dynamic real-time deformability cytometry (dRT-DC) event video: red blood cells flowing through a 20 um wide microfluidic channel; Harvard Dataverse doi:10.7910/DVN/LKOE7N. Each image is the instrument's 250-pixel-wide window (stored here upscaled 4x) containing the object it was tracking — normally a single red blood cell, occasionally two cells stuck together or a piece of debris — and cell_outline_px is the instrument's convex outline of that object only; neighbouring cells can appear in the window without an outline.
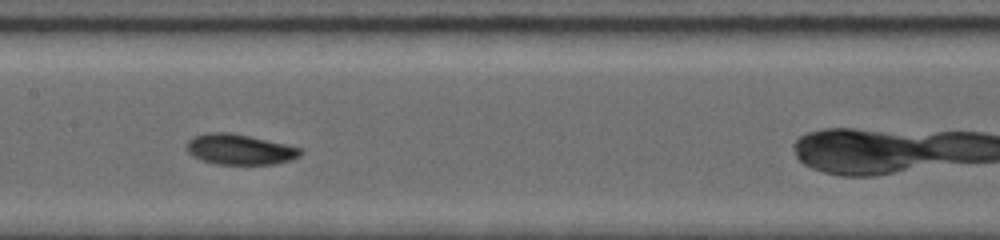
{"species": "common noctule bat (a hibernating species)", "species_latin": "Nyctalus noctula", "temperature_condition": "room temperature", "stored_images_in_passage": 11, "camera_frame_rate_fps": 5000, "um_per_image_px": 0.085, "animal": {"sex": "female", "body_mass_g": 19.0, "forearm_length_mm": 56.7}, "frame": {"image": 1, "passage_image": 4, "time_ms": 3.2, "image_size_px": [1000, 240], "cell_outline_px": [[300, 156], [276, 164], [216, 164], [192, 156], [188, 152], [188, 140], [196, 136], [212, 132], [224, 132], [248, 136], [300, 148]], "centroid_in_image_um": [20.35, 12.71], "position_along_channel_um": 187.1, "area_um2": 19.54}}
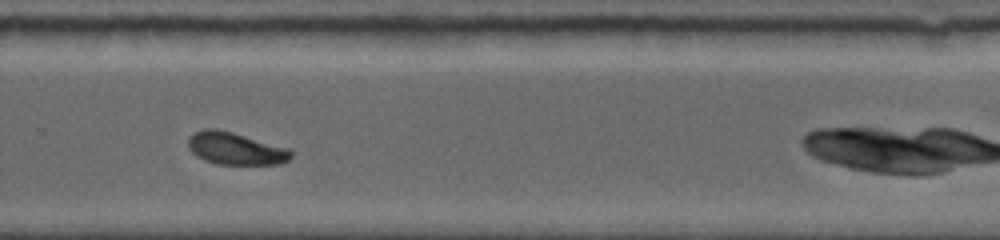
{"frame": {"image": 2, "passage_image": 7, "time_ms": 6.4, "image_size_px": [1000, 240], "cell_outline_px": [[292, 156], [288, 160], [280, 164], [220, 164], [204, 160], [196, 156], [188, 148], [188, 136], [204, 128], [216, 128], [232, 132], [292, 148]], "centroid_in_image_um": [20.04, 12.61], "position_along_channel_um": 309.8, "area_um2": 19.59}, "authors_computed_cell_mechanics": {"area_um2": 19.5942, "velocity_mm_per_s": 3.84, "shape_relaxation_time_tau1_ms": 5.4409, "shape_relaxation_time_tau2_ms": null, "deformation_change_tau1": 0.1079, "deformation_change_tau2": null}}